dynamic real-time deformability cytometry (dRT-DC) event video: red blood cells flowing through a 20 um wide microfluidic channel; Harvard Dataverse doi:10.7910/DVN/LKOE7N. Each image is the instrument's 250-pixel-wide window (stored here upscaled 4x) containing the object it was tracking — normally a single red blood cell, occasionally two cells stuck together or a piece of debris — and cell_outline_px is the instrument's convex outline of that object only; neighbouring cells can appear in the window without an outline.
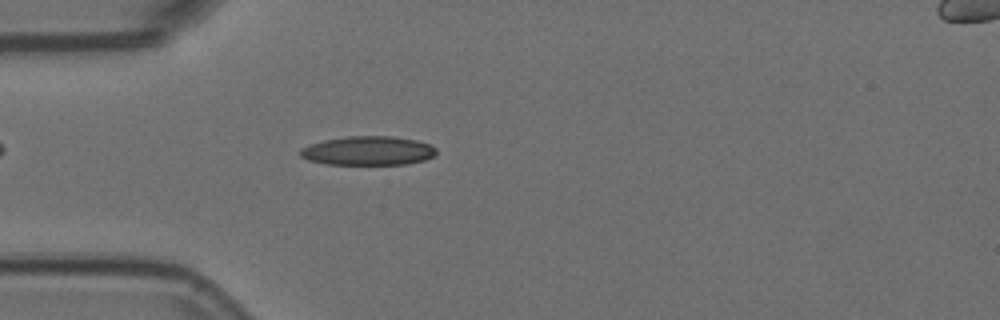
{"species": "Egyptian fruit bat (a non-hibernating species)", "species_latin": "Rousettus aegyptiacus", "temperature_condition": "room temperature", "stored_images_in_passage": 2, "camera_frame_rate_fps": 3000, "um_per_image_px": 0.085, "animal": {"sex": "female"}, "frame": {"image": 1, "passage_image": 2, "time_ms": 0.333, "image_size_px": [1000, 320], "cell_outline_px": [[436, 152], [432, 156], [424, 160], [404, 164], [324, 164], [308, 160], [300, 156], [300, 148], [324, 140], [348, 136], [392, 136], [416, 140], [428, 144], [436, 148]], "centroid_in_image_um": [31.26, 12.81], "position_along_channel_um": 53.7, "area_um2": 22.83}}